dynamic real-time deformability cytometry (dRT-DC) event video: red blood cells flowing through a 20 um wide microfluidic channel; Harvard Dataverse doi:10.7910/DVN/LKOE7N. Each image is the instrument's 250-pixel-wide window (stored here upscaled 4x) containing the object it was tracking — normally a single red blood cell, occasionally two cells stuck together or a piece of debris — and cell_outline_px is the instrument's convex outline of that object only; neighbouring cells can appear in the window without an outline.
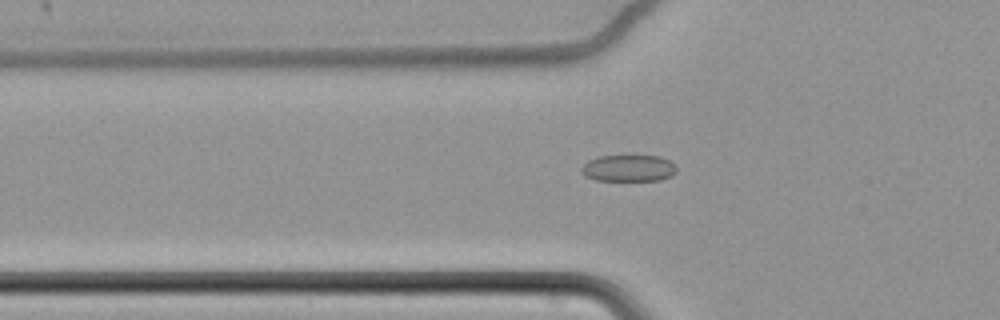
{"species": "common noctule bat (a hibernating species)", "species_latin": "Nyctalus noctula", "temperature_condition": "cold", "stored_images_in_passage": 64, "camera_frame_rate_fps": 3000, "um_per_image_px": 0.085, "animal": {"sex": "female", "body_mass_g": 22.7, "forearm_length_mm": 54.2}, "frame": {"image": 1, "passage_image": 25, "time_ms": 8.0, "image_size_px": [1000, 320], "cell_outline_px": [[676, 172], [672, 176], [660, 180], [596, 180], [584, 176], [580, 172], [580, 168], [588, 160], [600, 156], [660, 156], [676, 164]], "centroid_in_image_um": [53.42, 14.3], "position_along_channel_um": 72.4, "area_um2": 14.85}}
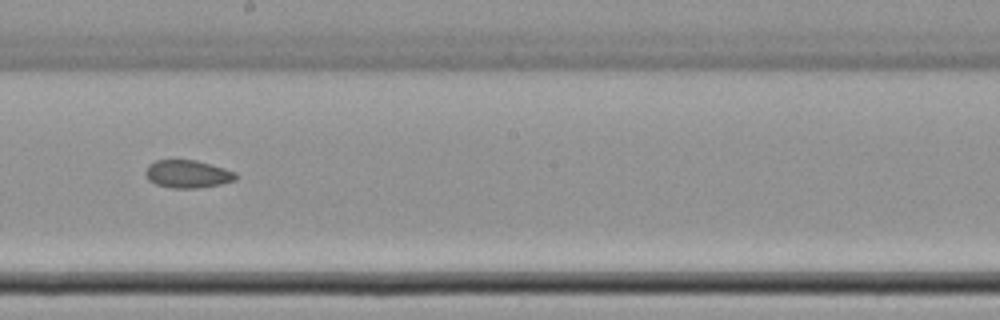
{"frame": {"image": 2, "passage_image": 39, "time_ms": 12.667, "image_size_px": [1000, 320], "cell_outline_px": [[236, 180], [220, 184], [196, 188], [172, 188], [156, 184], [148, 180], [144, 172], [148, 164], [156, 160], [196, 160], [224, 168], [236, 172]], "centroid_in_image_um": [15.92, 14.79], "position_along_channel_um": 232.3, "area_um2": 14.62}}
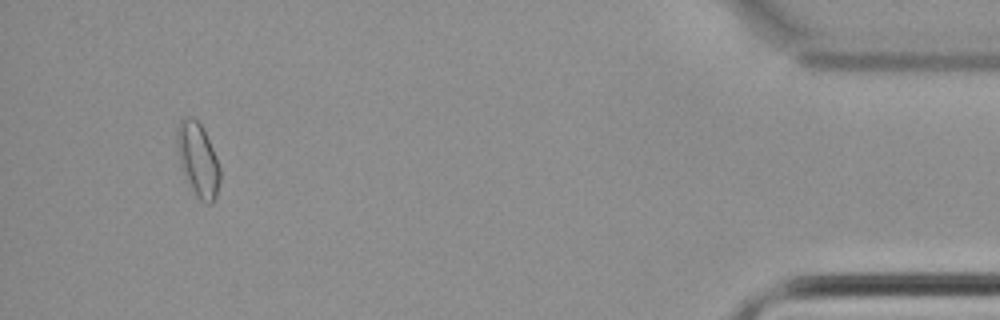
{"frame": {"image": 3, "passage_image": 61, "time_ms": 20.0, "image_size_px": [1000, 320], "cell_outline_px": [[220, 180], [216, 196], [212, 204], [208, 204], [200, 200], [188, 188], [180, 164], [176, 140], [176, 128], [180, 120], [184, 116], [192, 116], [200, 124], [212, 148], [220, 168]], "centroid_in_image_um": [16.79, 13.6], "position_along_channel_um": 418.4, "area_um2": 18.61}}